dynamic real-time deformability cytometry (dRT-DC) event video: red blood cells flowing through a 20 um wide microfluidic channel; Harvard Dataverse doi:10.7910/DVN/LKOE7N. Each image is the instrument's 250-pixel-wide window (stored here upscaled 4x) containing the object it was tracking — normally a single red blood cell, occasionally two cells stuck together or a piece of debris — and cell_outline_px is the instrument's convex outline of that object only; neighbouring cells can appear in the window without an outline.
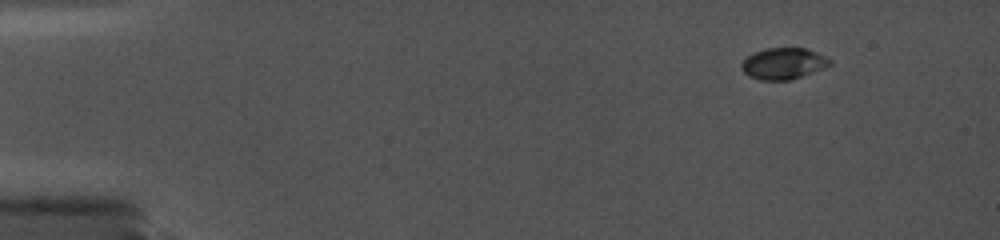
{"species": "common noctule bat (a hibernating species)", "species_latin": "Nyctalus noctula", "temperature_condition": "cold", "stored_images_in_passage": 33, "camera_frame_rate_fps": 5000, "um_per_image_px": 0.085, "animal": {"sex": "female", "body_mass_g": 19.0, "forearm_length_mm": 56.7}, "frame": {"image": 1, "passage_image": 1, "time_ms": 0.0, "image_size_px": [1000, 240], "cell_outline_px": [[832, 64], [824, 68], [788, 80], [760, 80], [748, 76], [740, 68], [740, 64], [752, 52], [764, 48], [804, 48], [816, 52], [832, 60]], "centroid_in_image_um": [66.55, 5.39], "position_along_channel_um": 18.4, "area_um2": 16.13}}
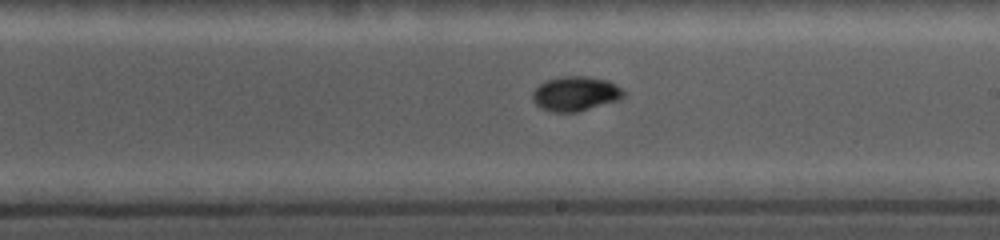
{"frame": {"image": 2, "passage_image": 19, "time_ms": 8.8, "image_size_px": [1000, 240], "cell_outline_px": [[624, 96], [620, 100], [576, 112], [552, 112], [540, 108], [532, 100], [532, 92], [540, 84], [548, 80], [560, 76], [584, 76], [608, 80], [616, 84], [624, 92]], "centroid_in_image_um": [48.91, 7.97], "position_along_channel_um": 240.1, "area_um2": 18.38}}
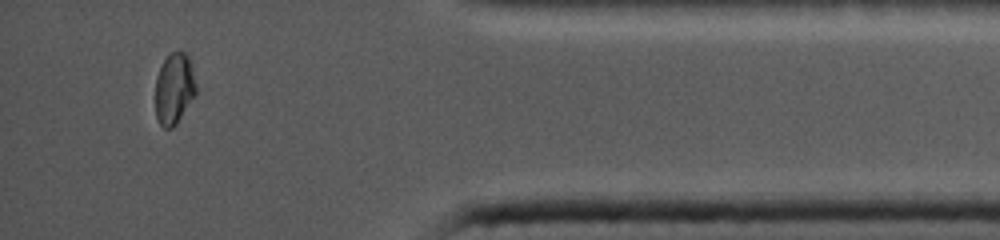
{"frame": {"image": 3, "passage_image": 31, "time_ms": 14.0, "image_size_px": [1000, 240], "cell_outline_px": [[196, 92], [176, 124], [172, 128], [164, 128], [160, 124], [156, 116], [156, 76], [164, 60], [172, 52], [184, 52], [188, 56], [196, 84]], "centroid_in_image_um": [14.79, 7.54], "position_along_channel_um": 420.4, "area_um2": 16.47}}